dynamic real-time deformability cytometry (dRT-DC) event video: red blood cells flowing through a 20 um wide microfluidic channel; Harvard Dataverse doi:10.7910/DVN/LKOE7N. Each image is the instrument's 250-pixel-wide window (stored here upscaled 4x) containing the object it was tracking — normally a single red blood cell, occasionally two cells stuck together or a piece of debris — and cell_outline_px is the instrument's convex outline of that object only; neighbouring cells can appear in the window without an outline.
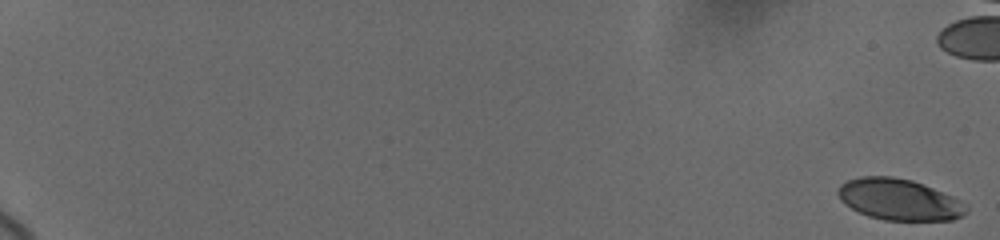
{"species": "human", "species_latin": "Homo sapiens", "temperature_condition": "cold", "stored_images_in_passage": 25, "camera_frame_rate_fps": 3000, "um_per_image_px": 0.085, "donor": {"sex": "female"}, "frame": {"image": 1, "passage_image": 1, "time_ms": 0.0, "image_size_px": [1000, 240], "cell_outline_px": [[968, 212], [964, 216], [952, 220], [884, 220], [868, 216], [844, 204], [840, 200], [836, 192], [836, 188], [840, 184], [848, 180], [860, 176], [892, 176], [912, 180], [924, 184], [952, 196], [968, 204]], "centroid_in_image_um": [76.43, 16.95], "position_along_channel_um": 8.6, "area_um2": 31.21}}
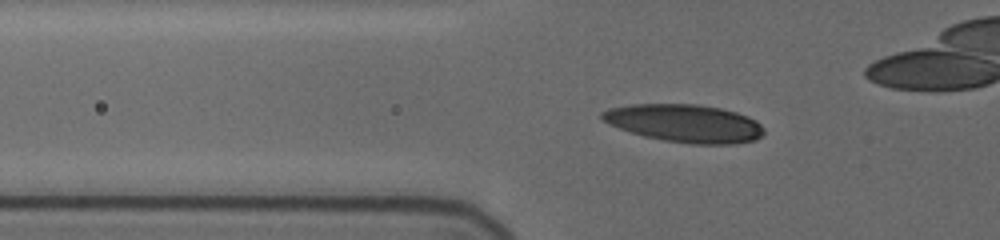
{"frame": {"image": 2, "passage_image": 21, "time_ms": 7.667, "image_size_px": [1000, 240], "cell_outline_px": [[764, 132], [756, 140], [736, 144], [692, 144], [664, 140], [644, 136], [608, 124], [600, 116], [600, 112], [608, 108], [632, 104], [696, 104], [720, 108], [736, 112], [748, 116], [756, 120], [764, 128]], "centroid_in_image_um": [58.21, 10.48], "position_along_channel_um": 67.6, "area_um2": 35.78}}